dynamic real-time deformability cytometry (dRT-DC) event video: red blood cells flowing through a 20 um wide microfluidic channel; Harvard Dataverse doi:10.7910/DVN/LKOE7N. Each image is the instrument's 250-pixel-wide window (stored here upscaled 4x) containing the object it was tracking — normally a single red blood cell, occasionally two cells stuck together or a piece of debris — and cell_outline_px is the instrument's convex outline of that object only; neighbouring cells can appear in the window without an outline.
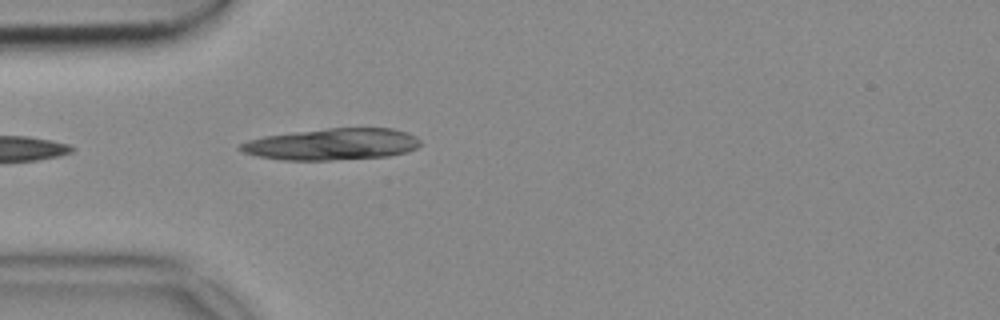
{"species": "common noctule bat (a hibernating species)", "species_latin": "Nyctalus noctula", "temperature_condition": "cold", "stored_images_in_passage": 6, "camera_frame_rate_fps": 3000, "um_per_image_px": 0.085, "animal": {"sex": "female", "body_mass_g": 18.4}, "frame": {"image": 1, "passage_image": 1, "time_ms": 0.0, "image_size_px": [1000, 320], "cell_outline_px": [[420, 144], [416, 148], [404, 152], [388, 156], [328, 160], [284, 160], [256, 156], [244, 152], [236, 148], [240, 144], [248, 140], [264, 136], [328, 128], [392, 128], [408, 132], [416, 136], [420, 140]], "centroid_in_image_um": [28.22, 12.25], "position_along_channel_um": 56.8, "area_um2": 33.0}}